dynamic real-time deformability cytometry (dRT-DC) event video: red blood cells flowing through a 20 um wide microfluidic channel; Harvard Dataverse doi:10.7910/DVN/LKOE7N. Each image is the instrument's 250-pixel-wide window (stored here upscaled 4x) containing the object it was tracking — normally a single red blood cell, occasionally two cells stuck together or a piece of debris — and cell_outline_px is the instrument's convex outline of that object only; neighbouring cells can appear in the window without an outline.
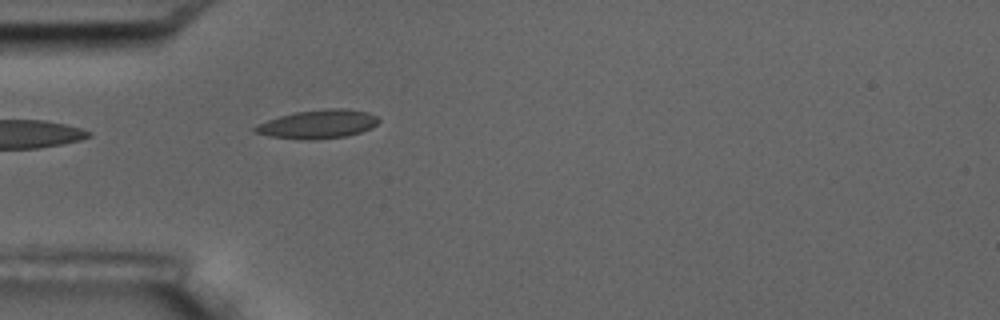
{"species": "common noctule bat (a hibernating species)", "species_latin": "Nyctalus noctula", "temperature_condition": "room temperature", "stored_images_in_passage": 3, "camera_frame_rate_fps": 3000, "um_per_image_px": 0.085, "animal": {"sex": "male", "body_mass_g": 17.5, "forearm_length_mm": 52.3}, "frame": {"image": 1, "passage_image": 3, "time_ms": 2.333, "image_size_px": [1000, 320], "cell_outline_px": [[380, 120], [372, 128], [360, 132], [344, 136], [316, 140], [312, 140], [268, 136], [252, 132], [252, 128], [256, 124], [280, 116], [296, 112], [328, 108], [344, 108], [368, 112], [376, 116]], "centroid_in_image_um": [27.0, 10.55], "position_along_channel_um": 58.0, "area_um2": 20.63}}